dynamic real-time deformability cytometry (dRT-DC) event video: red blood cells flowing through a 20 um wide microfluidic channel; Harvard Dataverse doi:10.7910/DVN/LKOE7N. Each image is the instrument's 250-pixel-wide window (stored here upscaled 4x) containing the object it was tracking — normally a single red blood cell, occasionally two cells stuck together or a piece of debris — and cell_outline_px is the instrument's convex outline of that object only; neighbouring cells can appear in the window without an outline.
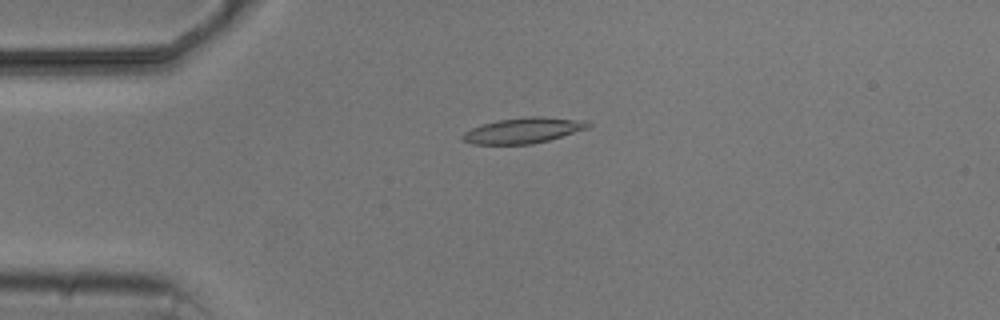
{"species": "common noctule bat (a hibernating species)", "species_latin": "Nyctalus noctula", "temperature_condition": "cold", "stored_images_in_passage": 6, "camera_frame_rate_fps": 3000, "um_per_image_px": 0.085, "animal": {"sex": "male", "body_mass_g": 20.5, "forearm_length_mm": 52.5}, "frame": {"image": 1, "passage_image": 4, "time_ms": 4.0, "image_size_px": [1000, 320], "cell_outline_px": [[592, 124], [588, 128], [548, 140], [532, 144], [472, 144], [460, 140], [460, 136], [464, 132], [472, 128], [484, 124], [500, 120], [532, 116], [540, 116], [588, 120]], "centroid_in_image_um": [44.49, 11.09], "position_along_channel_um": 40.5, "area_um2": 18.67}}
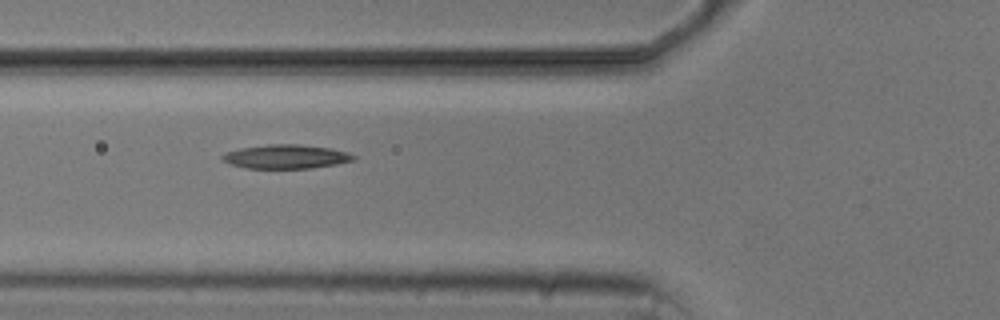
{"frame": {"image": 2, "passage_image": 6, "time_ms": 6.333, "image_size_px": [1000, 320], "cell_outline_px": [[356, 160], [336, 164], [312, 168], [248, 168], [228, 164], [220, 156], [228, 152], [240, 148], [268, 144], [300, 144], [332, 148], [348, 152], [356, 156]], "centroid_in_image_um": [24.35, 13.31], "position_along_channel_um": 101.4, "area_um2": 18.38}}